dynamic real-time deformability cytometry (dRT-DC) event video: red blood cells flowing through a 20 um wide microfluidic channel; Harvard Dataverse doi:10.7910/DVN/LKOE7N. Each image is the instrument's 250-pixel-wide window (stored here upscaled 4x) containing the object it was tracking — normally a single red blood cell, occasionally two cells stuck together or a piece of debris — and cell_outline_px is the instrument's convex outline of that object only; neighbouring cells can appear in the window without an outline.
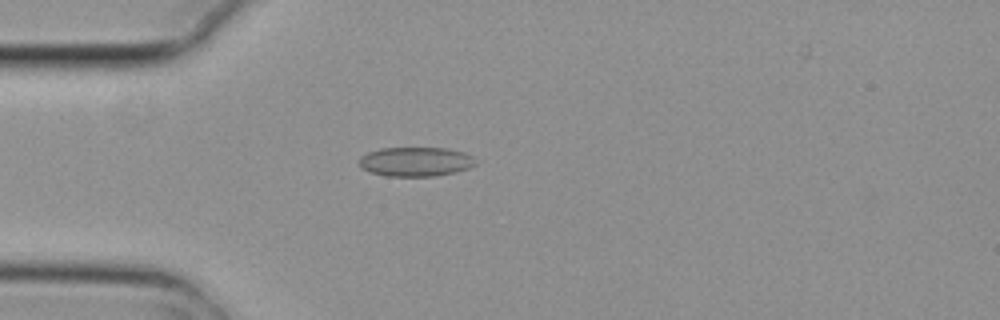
{"species": "common noctule bat (a hibernating species)", "species_latin": "Nyctalus noctula", "temperature_condition": "cold", "stored_images_in_passage": 4, "camera_frame_rate_fps": 3000, "um_per_image_px": 0.085, "animal": {"sex": "female", "body_mass_g": 29.2, "forearm_length_mm": 56.3}, "frame": {"image": 1, "passage_image": 3, "time_ms": 0.667, "image_size_px": [1000, 320], "cell_outline_px": [[476, 164], [468, 168], [456, 172], [436, 176], [384, 176], [368, 172], [360, 168], [360, 156], [368, 152], [380, 148], [444, 148], [464, 152], [472, 156]], "centroid_in_image_um": [35.29, 13.75], "position_along_channel_um": 49.7, "area_um2": 20.0}}